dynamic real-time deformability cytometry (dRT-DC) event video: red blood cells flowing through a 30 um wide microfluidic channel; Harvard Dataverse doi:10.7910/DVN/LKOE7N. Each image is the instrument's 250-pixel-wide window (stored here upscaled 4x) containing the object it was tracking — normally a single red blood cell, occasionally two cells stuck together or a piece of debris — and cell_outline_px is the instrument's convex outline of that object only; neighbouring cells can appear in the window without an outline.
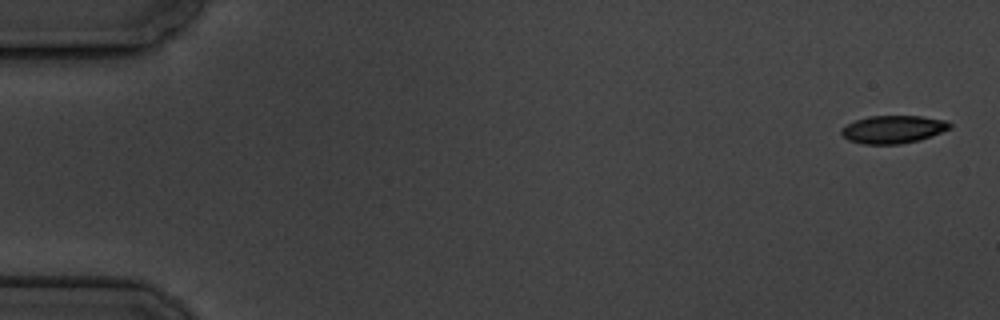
{"species": "common noctule bat (a hibernating species)", "species_latin": "Nyctalus noctula", "temperature_condition": "cold", "stored_images_in_passage": 5, "camera_frame_rate_fps": 3000, "um_per_image_px": 0.085, "animal": {"sex": "male", "body_mass_g": 19.5, "forearm_length_mm": 54.6}, "frame": {"image": 1, "passage_image": 1, "time_ms": 0.0, "image_size_px": [1000, 320], "cell_outline_px": [[952, 128], [932, 136], [920, 140], [900, 144], [860, 144], [848, 140], [840, 132], [848, 124], [856, 120], [868, 116], [920, 116], [944, 120], [952, 124]], "centroid_in_image_um": [75.94, 11.0], "position_along_channel_um": 9.1, "area_um2": 17.57}}
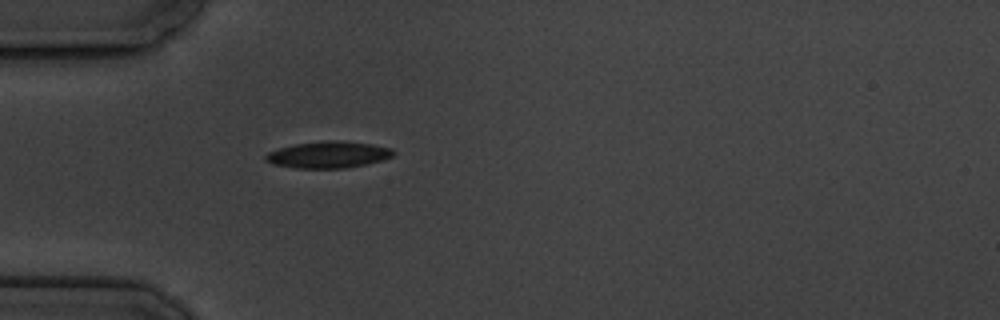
{"frame": {"image": 2, "passage_image": 5, "time_ms": 5.333, "image_size_px": [1000, 320], "cell_outline_px": [[396, 152], [392, 156], [384, 160], [344, 168], [296, 168], [272, 164], [264, 160], [264, 156], [268, 152], [280, 148], [296, 144], [324, 140], [336, 140], [372, 144], [392, 148]], "centroid_in_image_um": [27.91, 13.14], "position_along_channel_um": 57.1, "area_um2": 19.83}}